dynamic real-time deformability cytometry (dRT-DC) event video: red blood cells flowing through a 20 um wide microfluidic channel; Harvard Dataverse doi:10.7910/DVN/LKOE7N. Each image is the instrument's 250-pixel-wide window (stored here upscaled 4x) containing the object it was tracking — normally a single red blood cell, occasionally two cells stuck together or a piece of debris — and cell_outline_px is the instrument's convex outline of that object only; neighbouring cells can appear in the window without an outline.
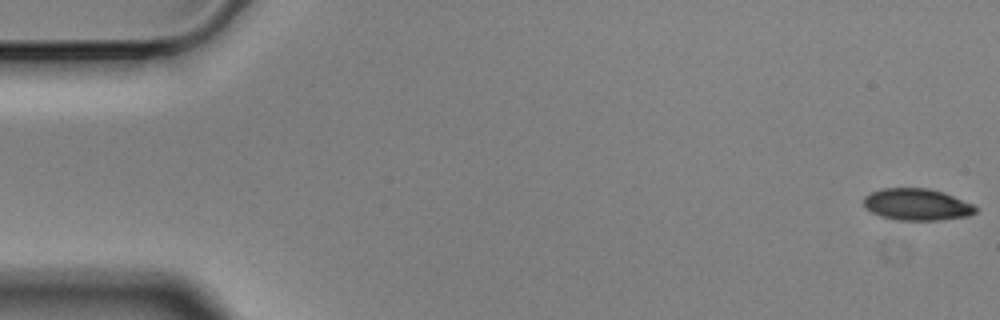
{"species": "Egyptian fruit bat (a non-hibernating species)", "species_latin": "Rousettus aegyptiacus", "temperature_condition": "cold", "stored_images_in_passage": 4, "camera_frame_rate_fps": 3000, "um_per_image_px": 0.085, "animal": {"sex": "male"}, "frame": {"image": 1, "passage_image": 1, "time_ms": 0.0, "image_size_px": [1000, 320], "cell_outline_px": [[976, 212], [968, 216], [940, 220], [896, 220], [880, 216], [864, 208], [864, 196], [880, 188], [928, 188], [944, 192], [972, 204], [976, 208]], "centroid_in_image_um": [77.91, 17.38], "position_along_channel_um": 7.1, "area_um2": 20.75}}
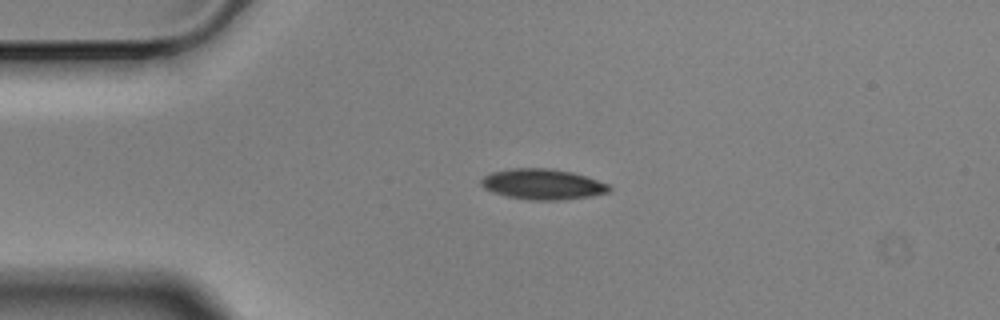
{"frame": {"image": 2, "passage_image": 4, "time_ms": 1.0, "image_size_px": [1000, 320], "cell_outline_px": [[612, 188], [608, 192], [592, 196], [556, 200], [528, 200], [508, 196], [492, 192], [484, 188], [480, 184], [480, 180], [484, 176], [492, 172], [512, 168], [552, 168], [572, 172], [608, 184]], "centroid_in_image_um": [46.1, 15.65], "position_along_channel_um": 38.9, "area_um2": 22.72}}